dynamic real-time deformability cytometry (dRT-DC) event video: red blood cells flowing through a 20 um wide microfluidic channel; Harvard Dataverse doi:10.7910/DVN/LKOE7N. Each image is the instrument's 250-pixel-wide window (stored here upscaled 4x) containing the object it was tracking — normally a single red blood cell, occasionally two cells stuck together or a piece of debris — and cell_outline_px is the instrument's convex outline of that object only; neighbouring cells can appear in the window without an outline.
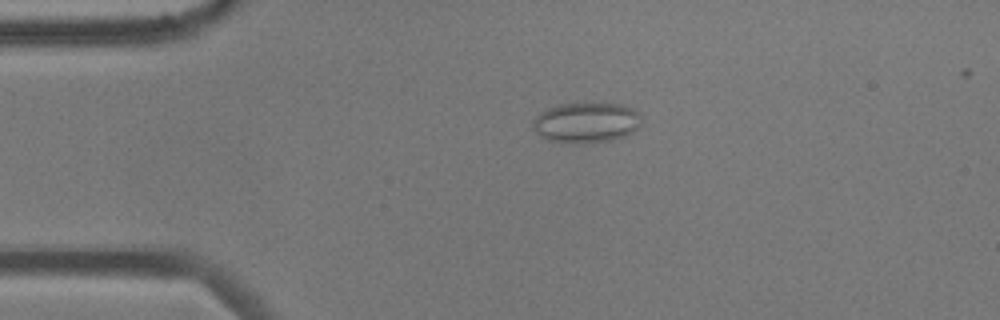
{"species": "common noctule bat (a hibernating species)", "species_latin": "Nyctalus noctula", "temperature_condition": "cold", "stored_images_in_passage": 54, "camera_frame_rate_fps": 3000, "um_per_image_px": 0.085, "animal": {"sex": "male", "body_mass_g": 17.9, "forearm_length_mm": 54.2}, "frame": {"image": 1, "passage_image": 11, "time_ms": 3.333, "image_size_px": [1000, 320], "cell_outline_px": [[640, 128], [624, 136], [612, 140], [584, 144], [568, 144], [548, 140], [540, 136], [532, 128], [532, 120], [540, 112], [548, 108], [560, 104], [624, 104], [632, 108], [640, 116]], "centroid_in_image_um": [49.8, 10.45], "position_along_channel_um": 35.2, "area_um2": 25.78}}
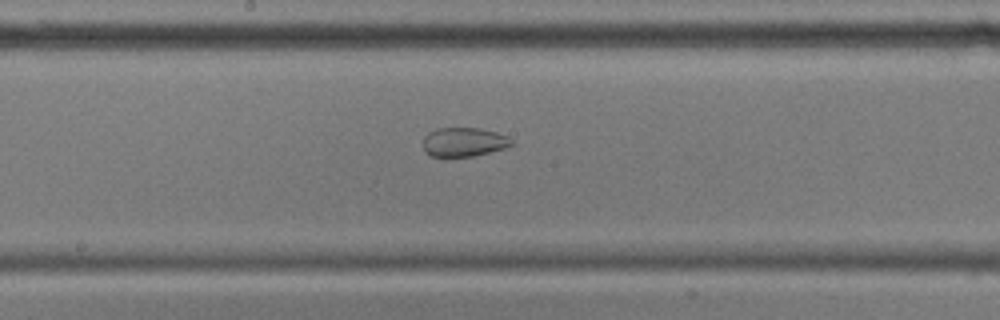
{"frame": {"image": 2, "passage_image": 28, "time_ms": 9.0, "image_size_px": [1000, 320], "cell_outline_px": [[512, 144], [504, 148], [472, 156], [432, 156], [424, 152], [424, 136], [428, 132], [436, 128], [480, 128], [496, 132], [508, 136], [512, 140]], "centroid_in_image_um": [39.4, 12.06], "position_along_channel_um": 208.8, "area_um2": 14.85}}
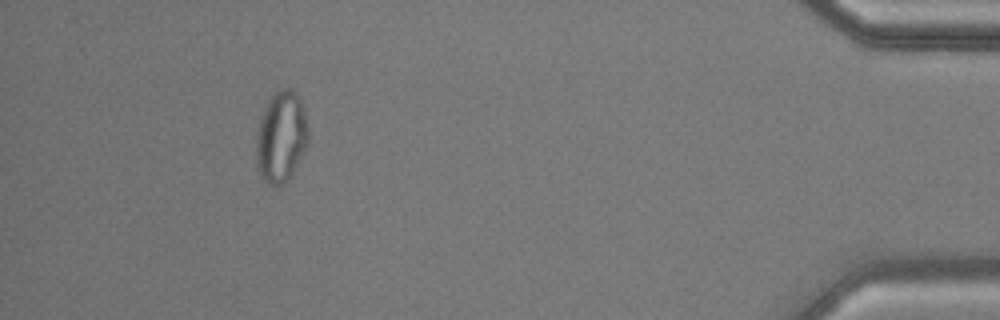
{"frame": {"image": 3, "passage_image": 50, "time_ms": 16.333, "image_size_px": [1000, 320], "cell_outline_px": [[308, 144], [292, 172], [284, 184], [272, 188], [264, 180], [256, 164], [256, 132], [264, 108], [268, 100], [280, 88], [288, 88], [300, 100], [304, 112], [308, 128]], "centroid_in_image_um": [23.87, 11.67], "position_along_channel_um": 411.3, "area_um2": 27.4}, "authors_computed_cell_mechanics": {"area_um2": 23.698, "velocity_mm_per_s": 3.596, "shape_relaxation_time_tau1_ms": null, "shape_relaxation_time_tau2_ms": 1.3938, "deformation_change_tau1": null, "deformation_change_tau2": 0.0617}}